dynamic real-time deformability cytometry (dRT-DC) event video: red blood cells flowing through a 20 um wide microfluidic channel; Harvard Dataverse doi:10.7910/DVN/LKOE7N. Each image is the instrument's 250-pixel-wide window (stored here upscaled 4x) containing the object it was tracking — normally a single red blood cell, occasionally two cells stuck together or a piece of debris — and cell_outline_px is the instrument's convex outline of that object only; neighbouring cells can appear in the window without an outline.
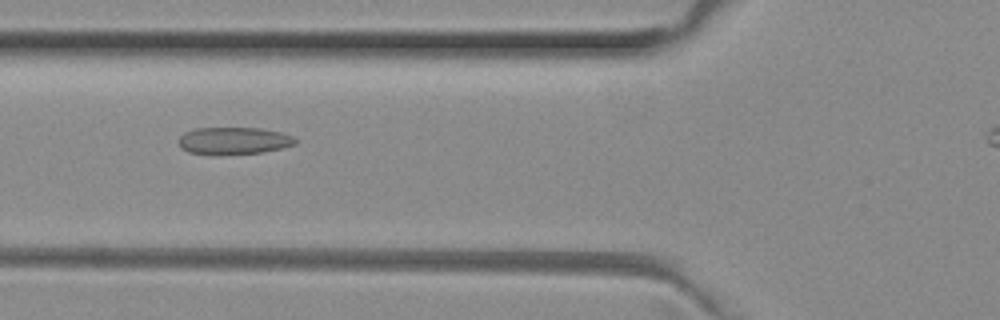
{"species": "common noctule bat (a hibernating species)", "species_latin": "Nyctalus noctula", "temperature_condition": "room temperature", "stored_images_in_passage": 37, "camera_frame_rate_fps": 3000, "um_per_image_px": 0.085, "animal": {"sex": "female", "body_mass_g": 29.2, "forearm_length_mm": 56.3}, "frame": {"image": 1, "passage_image": 10, "time_ms": 3.0, "image_size_px": [1000, 320], "cell_outline_px": [[296, 144], [280, 148], [260, 152], [188, 152], [180, 148], [176, 140], [184, 132], [196, 128], [260, 128], [280, 132], [292, 136], [296, 140]], "centroid_in_image_um": [19.83, 11.91], "position_along_channel_um": 106.0, "area_um2": 17.74}}
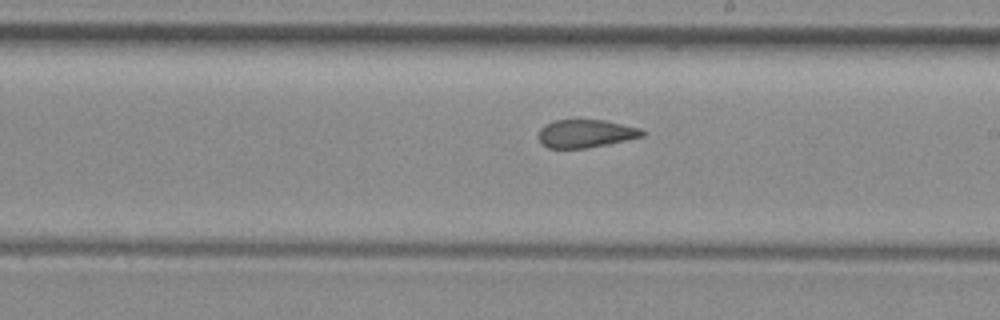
{"frame": {"image": 2, "passage_image": 20, "time_ms": 6.333, "image_size_px": [1000, 320], "cell_outline_px": [[648, 132], [644, 136], [608, 144], [584, 148], [548, 148], [540, 140], [540, 128], [544, 124], [556, 120], [604, 120], [640, 128]], "centroid_in_image_um": [49.83, 11.35], "position_along_channel_um": 239.2, "area_um2": 16.82}}
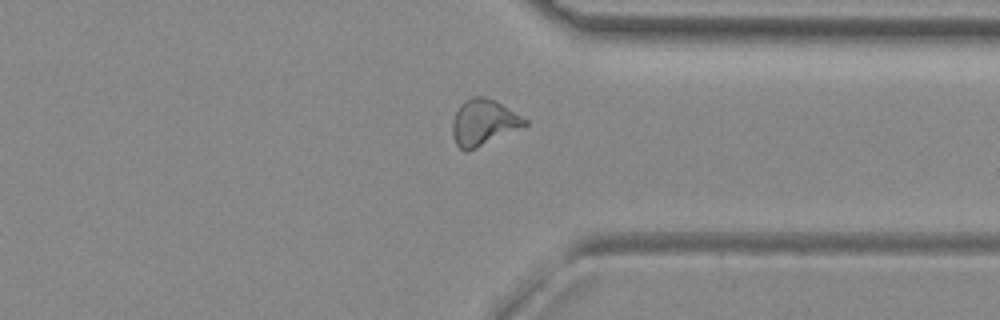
{"frame": {"image": 3, "passage_image": 30, "time_ms": 9.667, "image_size_px": [1000, 320], "cell_outline_px": [[528, 124], [468, 152], [464, 152], [456, 144], [452, 132], [452, 120], [460, 104], [464, 100], [472, 96], [484, 96], [496, 100], [528, 120]], "centroid_in_image_um": [41.07, 10.39], "position_along_channel_um": 370.3, "area_um2": 19.42}, "authors_computed_cell_mechanics": {"area_um2": 18.207, "velocity_mm_per_s": 3.9964, "shape_relaxation_time_tau1_ms": null, "shape_relaxation_time_tau2_ms": 2.0059, "deformation_change_tau1": null, "deformation_change_tau2": 0.0853}}